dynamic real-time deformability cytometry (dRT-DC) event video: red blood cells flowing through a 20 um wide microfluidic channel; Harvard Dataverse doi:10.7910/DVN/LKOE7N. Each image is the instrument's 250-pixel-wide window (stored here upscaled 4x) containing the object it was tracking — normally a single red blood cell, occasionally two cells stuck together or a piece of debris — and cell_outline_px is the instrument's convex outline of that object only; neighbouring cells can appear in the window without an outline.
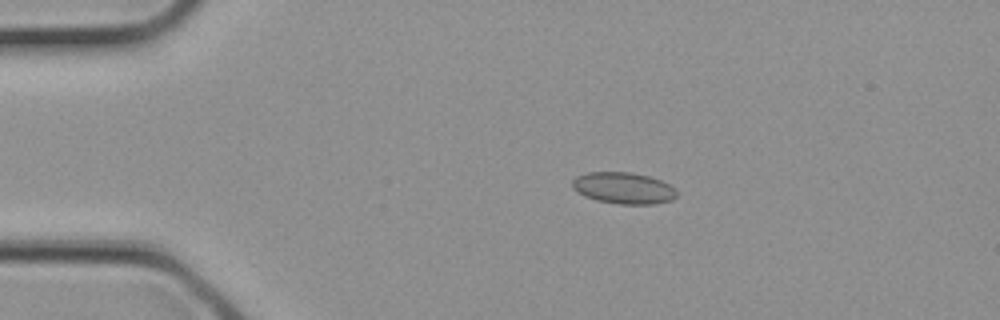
{"species": "common noctule bat (a hibernating species)", "species_latin": "Nyctalus noctula", "temperature_condition": "cold", "stored_images_in_passage": 3, "camera_frame_rate_fps": 3000, "um_per_image_px": 0.085, "animal": {"sex": "female", "body_mass_g": 21.9}, "frame": {"image": 1, "passage_image": 2, "time_ms": 0.333, "image_size_px": [1000, 320], "cell_outline_px": [[676, 196], [672, 200], [656, 204], [620, 204], [596, 200], [584, 196], [576, 192], [572, 188], [572, 180], [576, 176], [588, 172], [632, 172], [648, 176], [660, 180], [676, 188]], "centroid_in_image_um": [52.98, 15.98], "position_along_channel_um": 32.0, "area_um2": 19.31}}
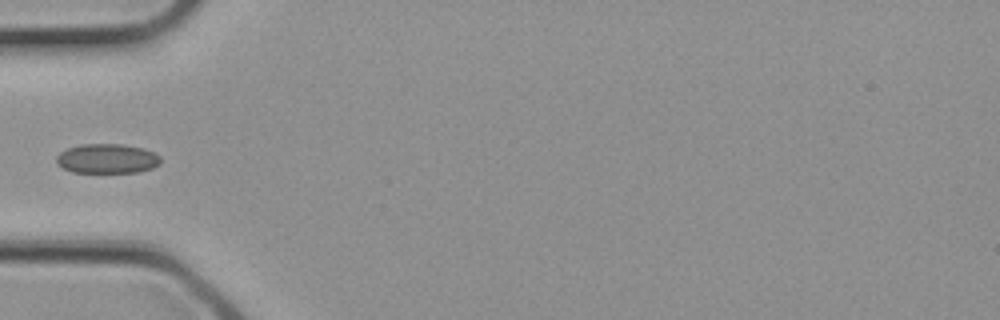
{"frame": {"image": 2, "passage_image": 3, "time_ms": 0.667, "image_size_px": [1000, 320], "cell_outline_px": [[160, 164], [152, 168], [136, 172], [72, 172], [56, 164], [56, 156], [60, 152], [68, 148], [80, 144], [120, 144], [144, 148], [160, 156]], "centroid_in_image_um": [9.09, 13.48], "position_along_channel_um": 75.9, "area_um2": 17.92}}